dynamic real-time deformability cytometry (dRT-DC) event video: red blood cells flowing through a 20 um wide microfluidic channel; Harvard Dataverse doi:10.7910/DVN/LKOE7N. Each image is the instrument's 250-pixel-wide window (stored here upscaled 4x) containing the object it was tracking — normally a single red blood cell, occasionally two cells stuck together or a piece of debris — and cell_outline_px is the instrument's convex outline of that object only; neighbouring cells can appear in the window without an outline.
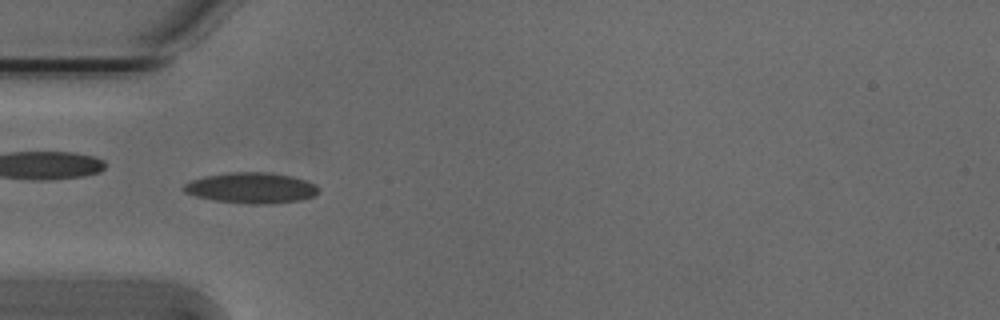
{"species": "Egyptian fruit bat (a non-hibernating species)", "species_latin": "Rousettus aegyptiacus", "temperature_condition": "cold", "stored_images_in_passage": 53, "camera_frame_rate_fps": 3000, "um_per_image_px": 0.085, "animal": {"sex": "male"}, "frame": {"image": 1, "passage_image": 16, "time_ms": 5.0, "image_size_px": [1000, 320], "cell_outline_px": [[320, 192], [316, 196], [300, 200], [272, 204], [248, 204], [212, 200], [196, 196], [184, 192], [180, 188], [184, 184], [192, 180], [208, 176], [232, 172], [272, 172], [292, 176], [316, 184], [320, 188]], "centroid_in_image_um": [21.4, 15.98], "position_along_channel_um": 63.6, "area_um2": 24.39}}
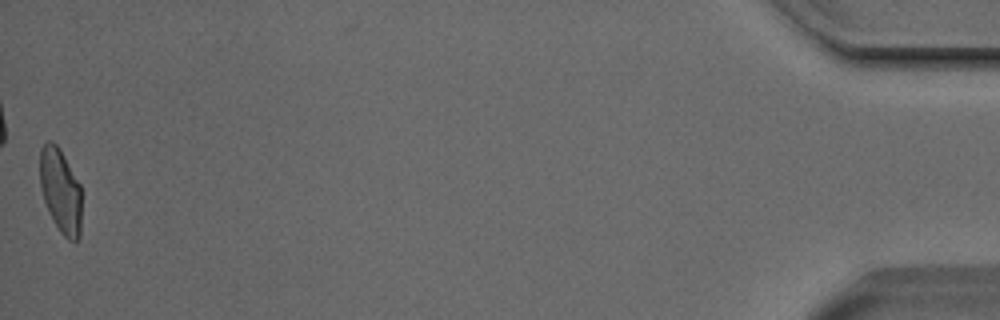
{"frame": {"image": 2, "passage_image": 53, "time_ms": 17.333, "image_size_px": [1000, 320], "cell_outline_px": [[80, 236], [76, 240], [68, 240], [60, 232], [48, 212], [44, 200], [40, 184], [40, 148], [48, 140], [52, 140], [60, 148], [80, 184]], "centroid_in_image_um": [5.13, 16.19], "position_along_channel_um": 430.1, "area_um2": 20.46}, "authors_computed_cell_mechanics": {"area_um2": 21.2704, "velocity_mm_per_s": 3.7996, "shape_relaxation_time_tau1_ms": 4.3772, "shape_relaxation_time_tau2_ms": 1.5598, "deformation_change_tau1": 0.142, "deformation_change_tau2": 0.076}}